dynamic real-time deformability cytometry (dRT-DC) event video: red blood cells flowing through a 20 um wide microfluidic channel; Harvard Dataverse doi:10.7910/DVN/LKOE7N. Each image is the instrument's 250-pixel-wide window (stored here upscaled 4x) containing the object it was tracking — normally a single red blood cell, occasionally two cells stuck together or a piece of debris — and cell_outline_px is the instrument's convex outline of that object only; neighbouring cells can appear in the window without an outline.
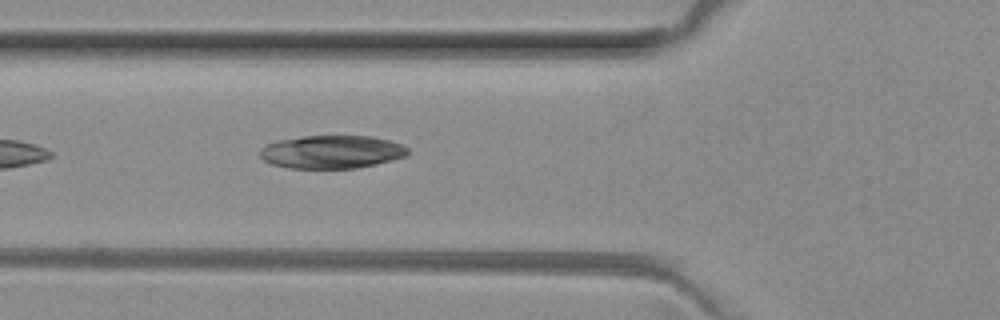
{"species": "common noctule bat (a hibernating species)", "species_latin": "Nyctalus noctula", "temperature_condition": "room temperature", "stored_images_in_passage": 6, "camera_frame_rate_fps": 3000, "um_per_image_px": 0.085, "animal": {"sex": "female", "body_mass_g": 29.2, "forearm_length_mm": 56.3}, "frame": {"image": 1, "passage_image": 6, "time_ms": 1.667, "image_size_px": [1000, 320], "cell_outline_px": [[408, 156], [376, 164], [356, 168], [288, 168], [272, 164], [264, 160], [260, 156], [260, 152], [268, 144], [280, 140], [304, 136], [372, 136], [388, 140], [400, 144], [408, 148]], "centroid_in_image_um": [28.23, 12.91], "position_along_channel_um": 97.6, "area_um2": 28.32}}